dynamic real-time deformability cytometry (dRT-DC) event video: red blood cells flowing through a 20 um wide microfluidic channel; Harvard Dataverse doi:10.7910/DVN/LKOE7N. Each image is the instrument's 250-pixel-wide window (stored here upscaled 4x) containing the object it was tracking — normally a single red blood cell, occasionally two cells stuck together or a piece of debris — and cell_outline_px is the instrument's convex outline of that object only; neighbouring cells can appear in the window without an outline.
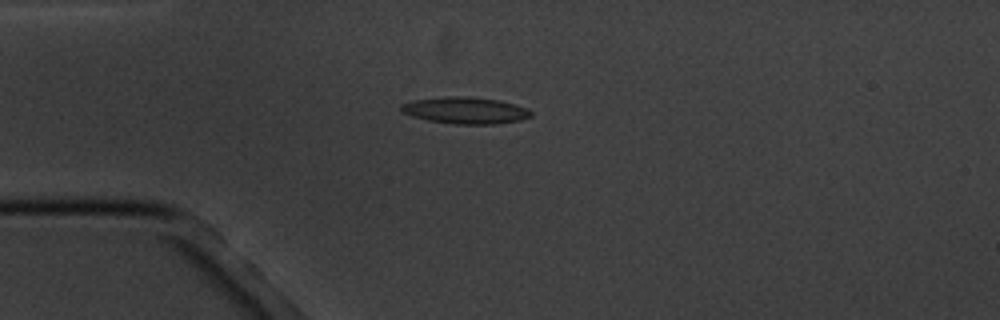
{"species": "common noctule bat (a hibernating species)", "species_latin": "Nyctalus noctula", "temperature_condition": "cold", "stored_images_in_passage": 5, "camera_frame_rate_fps": 3000, "um_per_image_px": 0.085, "animal": {"sex": "male", "body_mass_g": 20.1, "forearm_length_mm": 53.5}, "frame": {"image": 1, "passage_image": 2, "time_ms": 1.0, "image_size_px": [1000, 320], "cell_outline_px": [[532, 116], [520, 120], [492, 124], [456, 124], [428, 120], [412, 116], [400, 112], [400, 104], [412, 100], [448, 96], [468, 96], [496, 100], [528, 108], [532, 112]], "centroid_in_image_um": [39.51, 9.38], "position_along_channel_um": 45.5, "area_um2": 20.11}}
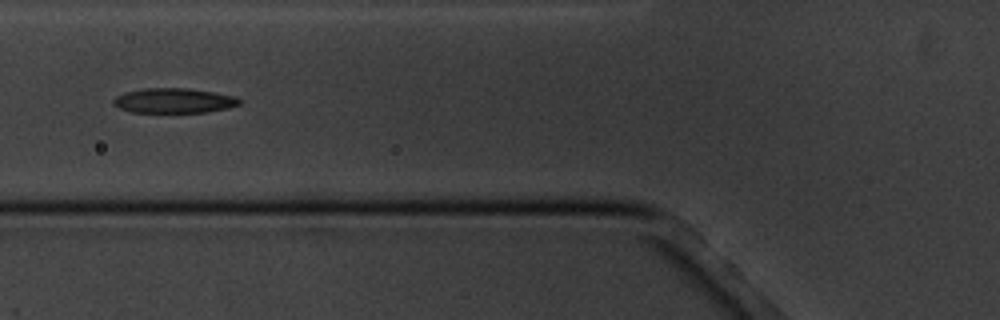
{"frame": {"image": 2, "passage_image": 4, "time_ms": 3.333, "image_size_px": [1000, 320], "cell_outline_px": [[240, 104], [228, 108], [208, 112], [132, 112], [120, 108], [112, 104], [112, 100], [116, 96], [124, 92], [144, 88], [188, 88], [212, 92], [232, 96], [240, 100]], "centroid_in_image_um": [14.73, 8.55], "position_along_channel_um": 111.1, "area_um2": 18.15}}
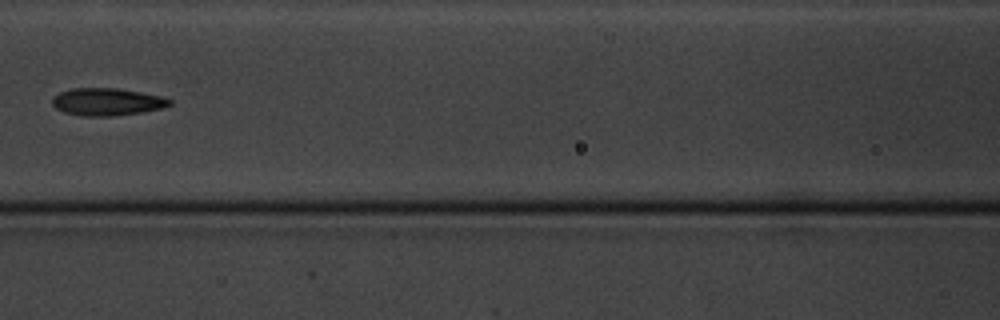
{"frame": {"image": 3, "passage_image": 5, "time_ms": 4.667, "image_size_px": [1000, 320], "cell_outline_px": [[172, 104], [164, 108], [140, 112], [108, 116], [80, 116], [64, 112], [56, 108], [52, 104], [52, 96], [68, 88], [116, 88], [164, 96], [172, 100]], "centroid_in_image_um": [9.09, 8.65], "position_along_channel_um": 157.5, "area_um2": 18.9}}